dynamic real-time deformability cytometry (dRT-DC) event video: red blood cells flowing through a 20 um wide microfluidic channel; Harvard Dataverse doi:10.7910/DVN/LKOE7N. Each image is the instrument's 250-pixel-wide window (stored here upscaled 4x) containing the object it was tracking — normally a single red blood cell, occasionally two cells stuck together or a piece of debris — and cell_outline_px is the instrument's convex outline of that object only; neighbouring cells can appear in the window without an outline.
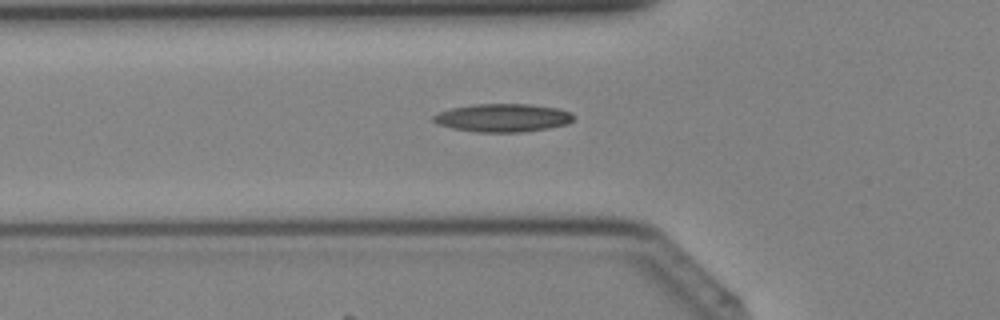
{"species": "Egyptian fruit bat (a non-hibernating species)", "species_latin": "Rousettus aegyptiacus", "temperature_condition": "cold", "stored_images_in_passage": 39, "camera_frame_rate_fps": 3000, "um_per_image_px": 0.085, "animal": {"sex": "female"}, "frame": {"image": 1, "passage_image": 13, "time_ms": 4.0, "image_size_px": [1000, 320], "cell_outline_px": [[576, 116], [572, 120], [564, 124], [548, 128], [520, 132], [476, 132], [452, 128], [436, 124], [432, 120], [432, 116], [440, 112], [452, 108], [472, 104], [532, 104], [556, 108], [572, 112]], "centroid_in_image_um": [42.72, 10.01], "position_along_channel_um": 83.1, "area_um2": 23.0}}
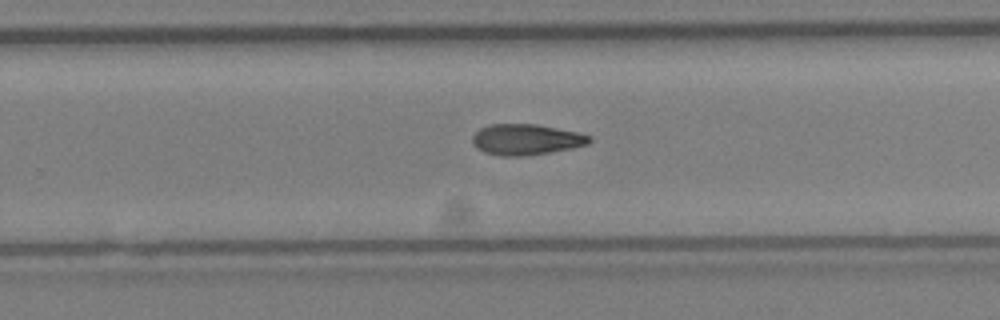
{"frame": {"image": 2, "passage_image": 25, "time_ms": 8.0, "image_size_px": [1000, 320], "cell_outline_px": [[592, 140], [588, 144], [572, 148], [524, 156], [500, 156], [484, 152], [476, 148], [472, 144], [472, 136], [480, 128], [488, 124], [536, 124], [576, 132], [592, 136]], "centroid_in_image_um": [44.69, 11.86], "position_along_channel_um": 285.1, "area_um2": 21.04}}
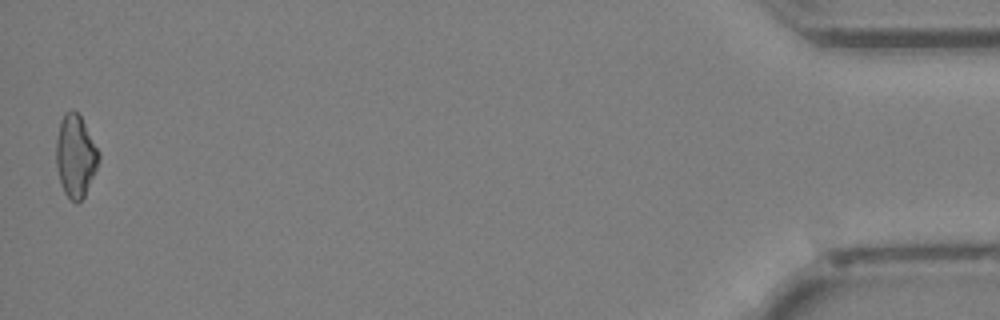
{"frame": {"image": 3, "passage_image": 39, "time_ms": 12.667, "image_size_px": [1000, 320], "cell_outline_px": [[100, 160], [84, 196], [76, 204], [64, 192], [60, 184], [56, 164], [56, 140], [60, 120], [64, 112], [72, 108], [80, 116], [100, 152]], "centroid_in_image_um": [6.41, 13.23], "position_along_channel_um": 428.8, "area_um2": 20.46}}